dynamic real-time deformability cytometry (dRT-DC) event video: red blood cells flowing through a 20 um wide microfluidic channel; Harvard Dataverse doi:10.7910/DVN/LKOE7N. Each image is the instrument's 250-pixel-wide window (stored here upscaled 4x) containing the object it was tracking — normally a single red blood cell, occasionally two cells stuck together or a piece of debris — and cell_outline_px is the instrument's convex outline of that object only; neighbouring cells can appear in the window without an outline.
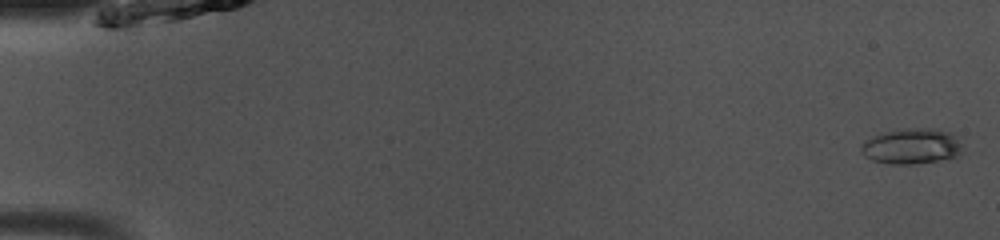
{"species": "common noctule bat (a hibernating species)", "species_latin": "Nyctalus noctula", "temperature_condition": "room temperature", "stored_images_in_passage": 49, "camera_frame_rate_fps": 3000, "um_per_image_px": 0.085, "animal": {"sex": "male", "body_mass_g": 13.0, "forearm_length_mm": 53.1}, "frame": {"image": 1, "passage_image": 1, "time_ms": 0.0, "image_size_px": [1000, 240], "cell_outline_px": [[960, 152], [956, 156], [936, 160], [912, 164], [892, 164], [872, 160], [864, 156], [860, 152], [860, 148], [864, 140], [872, 136], [884, 132], [900, 128], [936, 128], [948, 132], [960, 144]], "centroid_in_image_um": [77.39, 12.41], "position_along_channel_um": 7.6, "area_um2": 20.75}}
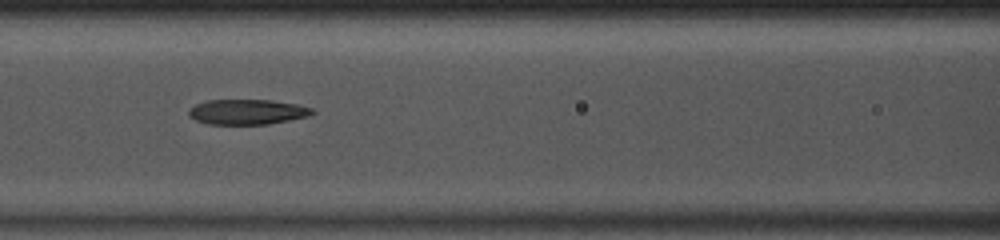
{"frame": {"image": 2, "passage_image": 22, "time_ms": 7.0, "image_size_px": [1000, 240], "cell_outline_px": [[316, 112], [308, 116], [268, 124], [208, 124], [196, 120], [188, 116], [188, 112], [196, 104], [208, 100], [268, 100], [296, 104], [312, 108]], "centroid_in_image_um": [21.01, 9.51], "position_along_channel_um": 145.6, "area_um2": 17.92}}
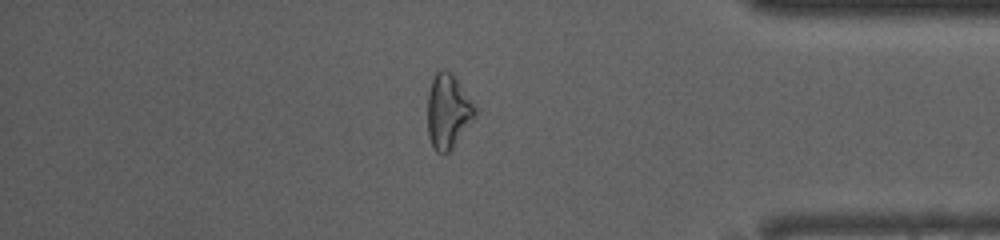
{"frame": {"image": 3, "passage_image": 42, "time_ms": 13.667, "image_size_px": [1000, 240], "cell_outline_px": [[476, 116], [452, 148], [448, 152], [436, 152], [428, 136], [428, 92], [432, 80], [436, 72], [440, 68], [444, 68], [452, 72], [476, 108]], "centroid_in_image_um": [38.07, 9.43], "position_along_channel_um": 397.1, "area_um2": 20.4}, "authors_computed_cell_mechanics": {"area_um2": 19.4208, "velocity_mm_per_s": 4.1238, "shape_relaxation_time_tau1_ms": 5.1409, "shape_relaxation_time_tau2_ms": 3.6941, "deformation_change_tau1": 0.1811, "deformation_change_tau2": 0.1354}}